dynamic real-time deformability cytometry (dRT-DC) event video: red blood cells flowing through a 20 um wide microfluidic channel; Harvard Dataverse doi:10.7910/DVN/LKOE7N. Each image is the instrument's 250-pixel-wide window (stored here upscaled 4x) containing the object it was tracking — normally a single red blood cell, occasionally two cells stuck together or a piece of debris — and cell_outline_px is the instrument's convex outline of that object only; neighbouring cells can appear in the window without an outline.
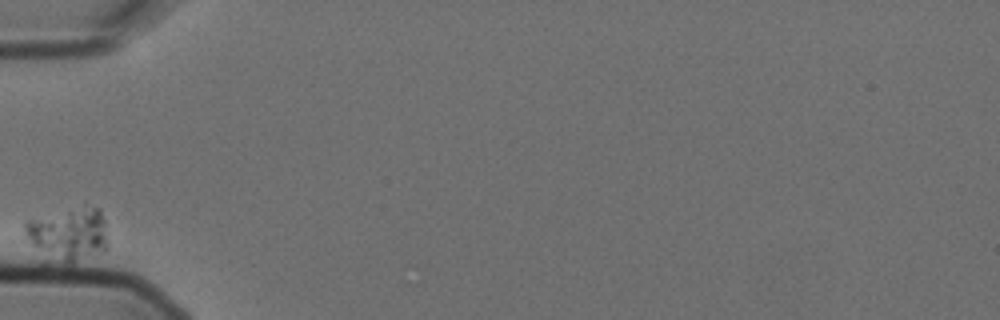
{"species": "Egyptian fruit bat (a non-hibernating species)", "species_latin": "Rousettus aegyptiacus", "temperature_condition": "cold", "stored_images_in_passage": 3, "camera_frame_rate_fps": 3000, "um_per_image_px": 0.085, "animal": {"sex": "female"}, "frame": {"image": 1, "passage_image": 1, "time_ms": 0.0, "image_size_px": [1000, 320], "cell_outline_px": [[108, 248], [104, 252], [72, 264], [40, 264], [20, 236], [24, 220], [84, 200], [100, 208], [104, 220], [108, 244]], "centroid_in_image_um": [5.64, 19.91], "position_along_channel_um": 79.4, "area_um2": 29.94}}
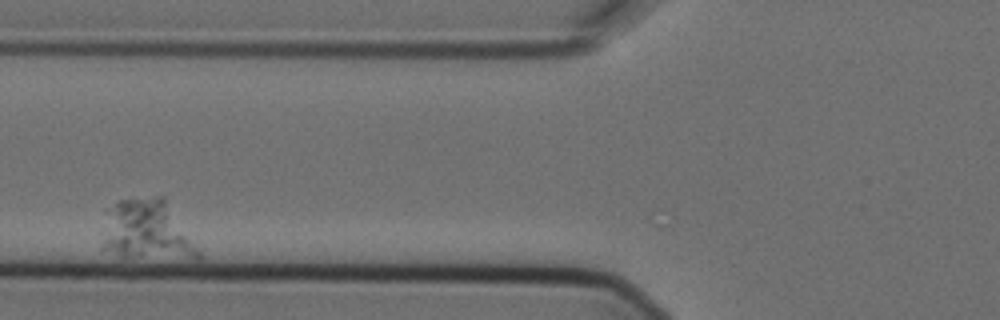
{"frame": {"image": 2, "passage_image": 2, "time_ms": 0.333, "image_size_px": [1000, 320], "cell_outline_px": [[204, 256], [200, 260], [196, 260], [120, 256], [104, 248], [104, 208], [116, 200], [132, 196], [164, 196]], "centroid_in_image_um": [12.52, 19.55], "position_along_channel_um": 113.3, "area_um2": 34.56}}